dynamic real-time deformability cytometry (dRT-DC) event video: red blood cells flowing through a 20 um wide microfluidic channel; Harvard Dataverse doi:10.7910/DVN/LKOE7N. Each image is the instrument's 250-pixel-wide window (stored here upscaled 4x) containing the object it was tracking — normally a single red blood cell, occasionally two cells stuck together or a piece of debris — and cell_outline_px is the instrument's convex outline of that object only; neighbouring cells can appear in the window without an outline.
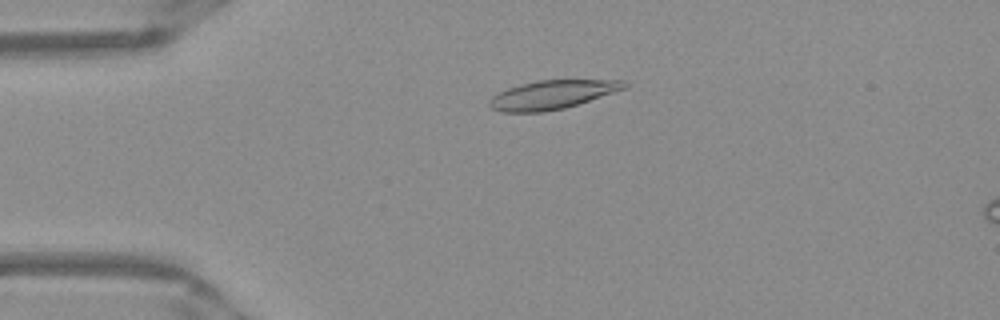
{"species": "Egyptian fruit bat (a non-hibernating species)", "species_latin": "Rousettus aegyptiacus", "temperature_condition": "warm", "stored_images_in_passage": 42, "camera_frame_rate_fps": 3000, "um_per_image_px": 0.085, "frame": {"image": 1, "passage_image": 2, "time_ms": 0.333, "image_size_px": [1000, 320], "cell_outline_px": [[628, 88], [564, 108], [544, 112], [500, 112], [492, 108], [488, 104], [488, 100], [492, 96], [508, 88], [520, 84], [536, 80], [624, 80], [628, 84]], "centroid_in_image_um": [46.93, 8.04], "position_along_channel_um": 38.1, "area_um2": 22.6}}
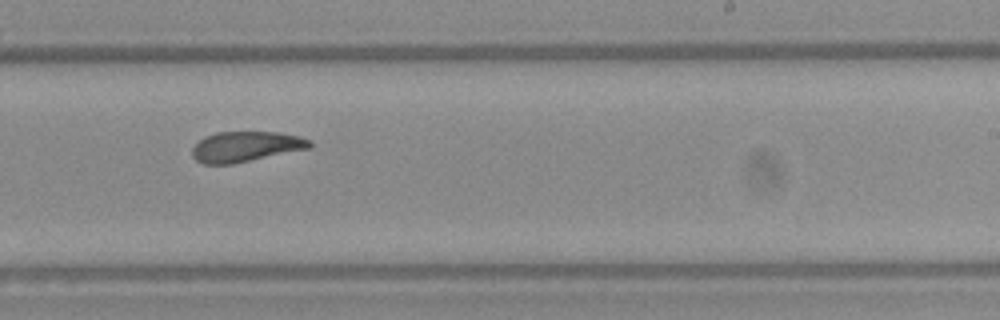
{"frame": {"image": 2, "passage_image": 22, "time_ms": 7.0, "image_size_px": [1000, 320], "cell_outline_px": [[312, 148], [232, 164], [204, 164], [196, 160], [192, 156], [192, 148], [204, 136], [216, 132], [280, 132], [300, 136], [312, 140]], "centroid_in_image_um": [20.92, 12.46], "position_along_channel_um": 268.1, "area_um2": 20.98}}
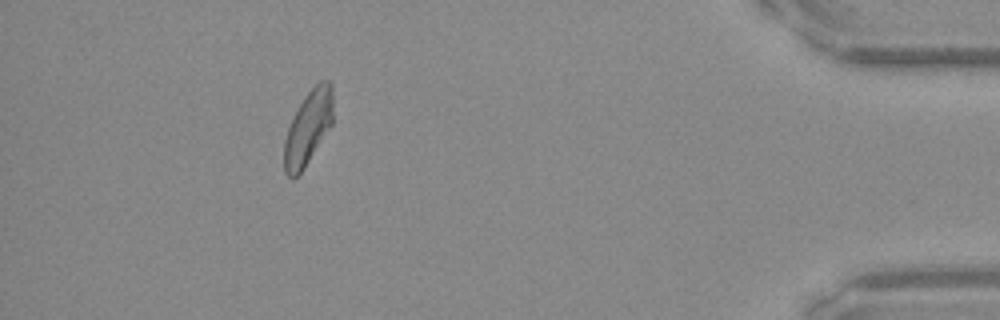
{"frame": {"image": 3, "passage_image": 37, "time_ms": 12.0, "image_size_px": [1000, 320], "cell_outline_px": [[332, 124], [304, 168], [292, 180], [284, 172], [284, 140], [288, 128], [304, 96], [320, 80], [328, 80], [332, 84]], "centroid_in_image_um": [26.18, 10.87], "position_along_channel_um": 409.0, "area_um2": 20.81}, "authors_computed_cell_mechanics": {"area_um2": 21.5883, "velocity_mm_per_s": 3.934, "shape_relaxation_time_tau1_ms": 11.1092, "shape_relaxation_time_tau2_ms": 3.0201, "deformation_change_tau1": 0.2468, "deformation_change_tau2": 0.0932}}